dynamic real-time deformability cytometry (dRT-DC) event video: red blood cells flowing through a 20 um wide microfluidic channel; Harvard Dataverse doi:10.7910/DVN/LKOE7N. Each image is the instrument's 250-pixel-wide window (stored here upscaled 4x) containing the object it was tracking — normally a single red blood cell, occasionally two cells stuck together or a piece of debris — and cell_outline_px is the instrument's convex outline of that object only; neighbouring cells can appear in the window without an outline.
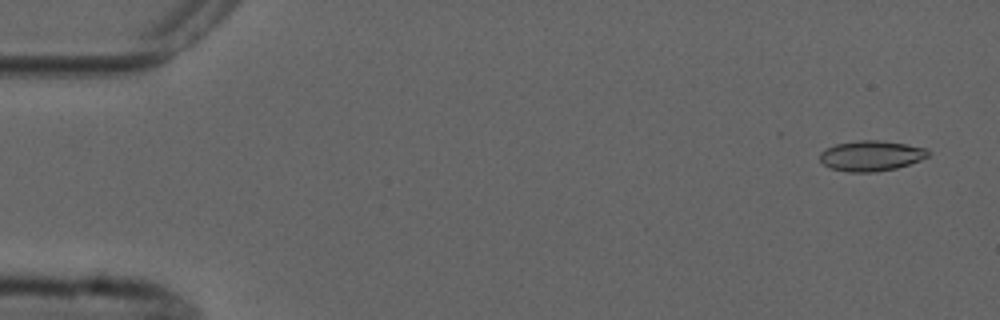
{"species": "common noctule bat (a hibernating species)", "species_latin": "Nyctalus noctula", "temperature_condition": "cold", "stored_images_in_passage": 9, "camera_frame_rate_fps": 3000, "um_per_image_px": 0.085, "animal": {"sex": "male", "forearm_length_mm": 52.5}, "frame": {"image": 1, "passage_image": 1, "time_ms": 0.0, "image_size_px": [1000, 320], "cell_outline_px": [[928, 156], [920, 160], [896, 168], [876, 172], [848, 172], [832, 168], [824, 164], [820, 160], [820, 152], [836, 144], [860, 140], [880, 140], [928, 148]], "centroid_in_image_um": [74.05, 13.24], "position_along_channel_um": 11.0, "area_um2": 18.96}}
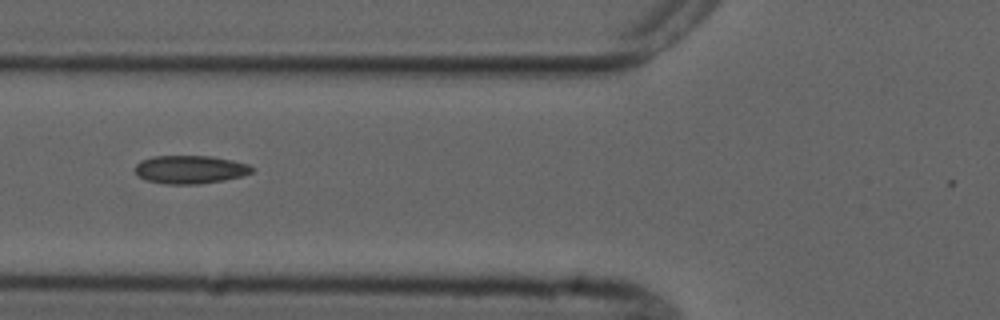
{"frame": {"image": 2, "passage_image": 6, "time_ms": 6.0, "image_size_px": [1000, 320], "cell_outline_px": [[256, 168], [252, 172], [240, 176], [224, 180], [200, 184], [164, 184], [148, 180], [140, 176], [136, 172], [136, 164], [140, 160], [152, 156], [212, 156], [232, 160], [248, 164]], "centroid_in_image_um": [16.18, 14.4], "position_along_channel_um": 109.6, "area_um2": 19.19}}
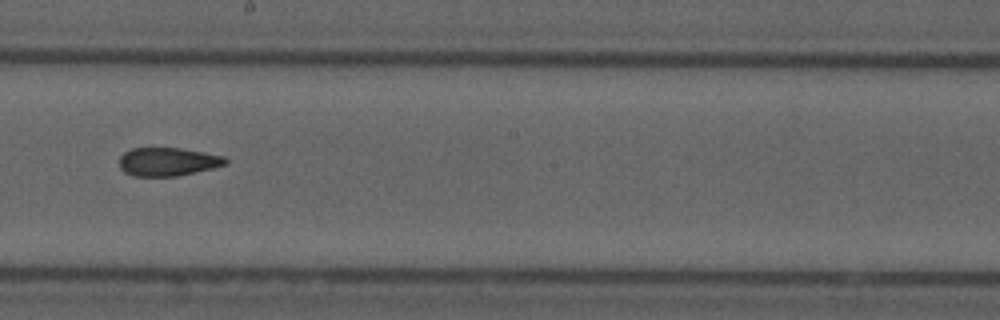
{"frame": {"image": 3, "passage_image": 9, "time_ms": 9.333, "image_size_px": [1000, 320], "cell_outline_px": [[228, 164], [212, 168], [176, 176], [132, 176], [124, 172], [120, 168], [120, 156], [124, 152], [132, 148], [180, 148], [204, 152], [224, 156], [228, 160]], "centroid_in_image_um": [14.26, 13.74], "position_along_channel_um": 233.9, "area_um2": 17.57}}